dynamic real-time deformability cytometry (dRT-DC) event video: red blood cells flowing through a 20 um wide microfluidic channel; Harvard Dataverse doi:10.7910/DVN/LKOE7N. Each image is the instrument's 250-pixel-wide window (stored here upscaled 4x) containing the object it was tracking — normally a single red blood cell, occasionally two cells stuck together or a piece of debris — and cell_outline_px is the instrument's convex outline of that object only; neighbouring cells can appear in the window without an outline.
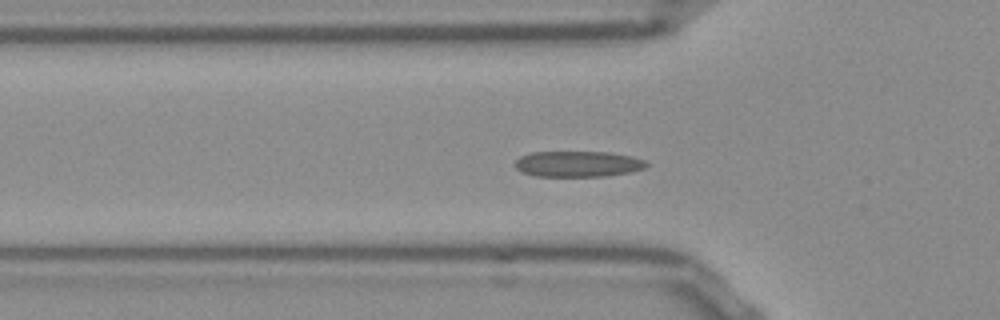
{"species": "Egyptian fruit bat (a non-hibernating species)", "species_latin": "Rousettus aegyptiacus", "temperature_condition": "room temperature", "stored_images_in_passage": 53, "camera_frame_rate_fps": 3000, "um_per_image_px": 0.085, "frame": {"image": 1, "passage_image": 16, "time_ms": 5.0, "image_size_px": [1000, 320], "cell_outline_px": [[648, 164], [644, 168], [632, 172], [608, 176], [536, 176], [524, 172], [516, 168], [516, 160], [520, 156], [532, 152], [608, 152], [628, 156], [644, 160]], "centroid_in_image_um": [49.13, 13.94], "position_along_channel_um": 76.7, "area_um2": 19.59}}
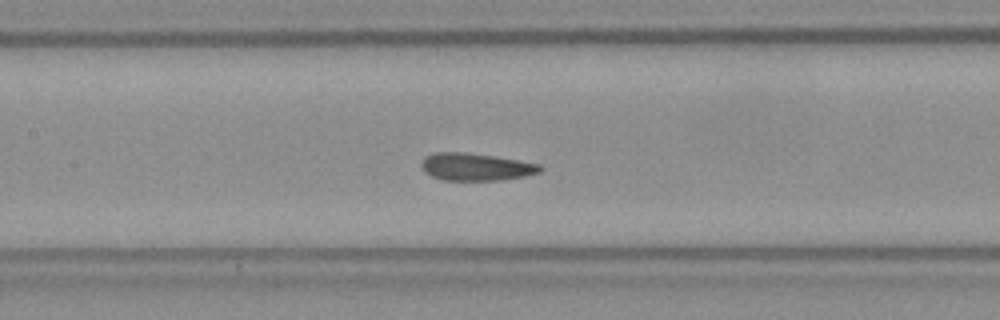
{"frame": {"image": 2, "passage_image": 23, "time_ms": 7.333, "image_size_px": [1000, 320], "cell_outline_px": [[544, 168], [540, 172], [524, 176], [500, 180], [444, 180], [432, 176], [424, 172], [420, 168], [420, 164], [424, 156], [436, 152], [460, 152], [492, 156], [540, 164]], "centroid_in_image_um": [40.4, 14.19], "position_along_channel_um": 167.0, "area_um2": 18.9}}
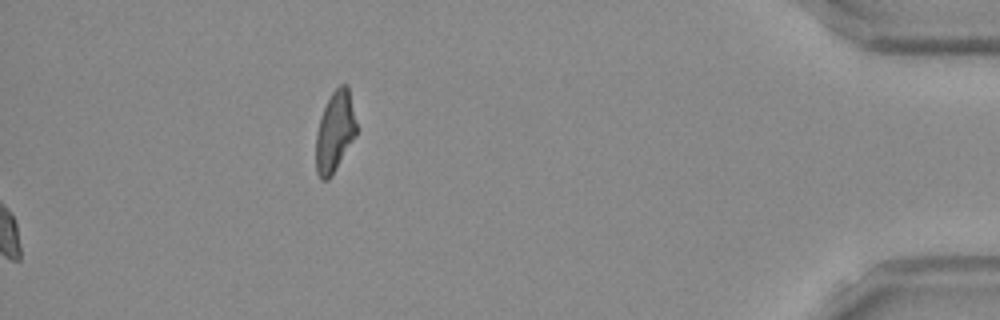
{"frame": {"image": 3, "passage_image": 53, "time_ms": 17.333, "image_size_px": [1000, 320], "cell_outline_px": [[356, 136], [336, 168], [328, 180], [320, 180], [316, 172], [316, 132], [320, 116], [332, 92], [340, 84], [348, 84], [356, 124]], "centroid_in_image_um": [28.45, 11.2], "position_along_channel_um": 406.7, "area_um2": 18.96}, "authors_computed_cell_mechanics": {"area_um2": 19.0162, "velocity_mm_per_s": 3.823, "shape_relaxation_time_tau1_ms": 3.9573, "shape_relaxation_time_tau2_ms": 0.9879, "deformation_change_tau1": 0.1115, "deformation_change_tau2": 0.0777}}